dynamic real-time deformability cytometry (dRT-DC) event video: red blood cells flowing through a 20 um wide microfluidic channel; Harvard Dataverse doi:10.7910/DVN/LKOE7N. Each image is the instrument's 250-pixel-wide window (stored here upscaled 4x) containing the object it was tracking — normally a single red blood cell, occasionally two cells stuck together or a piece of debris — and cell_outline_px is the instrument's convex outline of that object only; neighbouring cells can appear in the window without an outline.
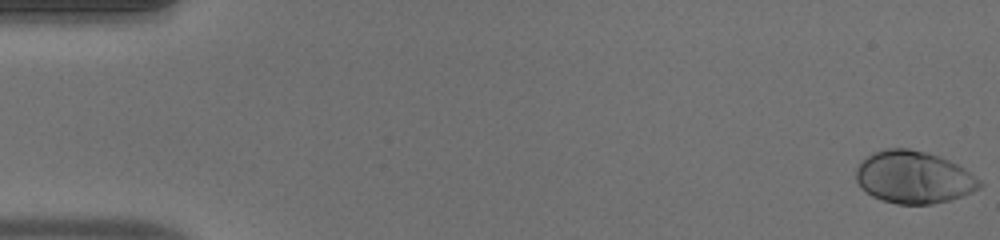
{"species": "human", "species_latin": "Homo sapiens", "temperature_condition": "warm", "stored_images_in_passage": 52, "camera_frame_rate_fps": 3000, "um_per_image_px": 0.085, "donor": {"sex": "male"}, "frame": {"image": 1, "passage_image": 1, "time_ms": 0.0, "image_size_px": [1000, 240], "cell_outline_px": [[984, 184], [980, 188], [960, 196], [948, 200], [932, 204], [896, 204], [872, 196], [860, 188], [856, 180], [856, 168], [860, 160], [872, 152], [884, 148], [908, 148], [924, 152], [948, 160], [964, 168], [976, 176]], "centroid_in_image_um": [77.62, 15.06], "position_along_channel_um": 7.4, "area_um2": 37.74}}
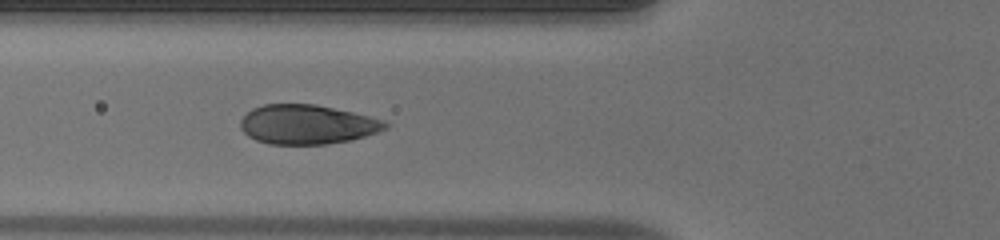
{"frame": {"image": 2, "passage_image": 20, "time_ms": 6.333, "image_size_px": [1000, 240], "cell_outline_px": [[388, 128], [364, 136], [348, 140], [328, 144], [268, 144], [256, 140], [248, 136], [240, 128], [240, 120], [252, 108], [264, 104], [316, 104], [352, 112], [384, 120], [388, 124]], "centroid_in_image_um": [26.08, 10.57], "position_along_channel_um": 99.7, "area_um2": 33.12}}
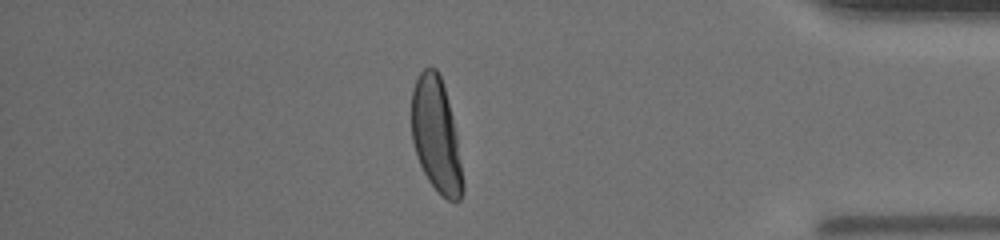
{"frame": {"image": 3, "passage_image": 45, "time_ms": 14.667, "image_size_px": [1000, 240], "cell_outline_px": [[464, 192], [460, 200], [448, 200], [428, 180], [416, 156], [412, 140], [412, 88], [420, 72], [424, 68], [436, 68], [440, 76], [444, 88], [452, 116], [456, 136], [464, 184]], "centroid_in_image_um": [37.06, 11.5], "position_along_channel_um": 398.1, "area_um2": 33.52}, "authors_computed_cell_mechanics": {"area_um2": 35.1713, "velocity_mm_per_s": 3.9693, "shape_relaxation_time_tau1_ms": 2.4378, "shape_relaxation_time_tau2_ms": null, "deformation_change_tau1": 0.1914, "deformation_change_tau2": null}}